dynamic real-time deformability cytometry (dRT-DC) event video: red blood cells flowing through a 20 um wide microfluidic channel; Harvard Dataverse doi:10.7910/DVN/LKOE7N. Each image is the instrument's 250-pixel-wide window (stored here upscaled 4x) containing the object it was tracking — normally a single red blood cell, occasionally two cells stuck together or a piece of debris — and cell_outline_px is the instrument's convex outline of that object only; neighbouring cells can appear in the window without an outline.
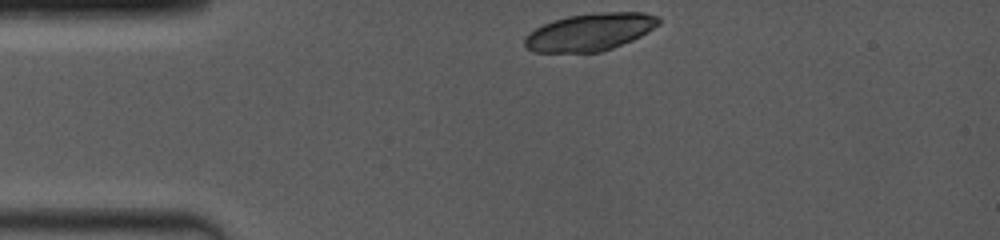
{"species": "common noctule bat (a hibernating species)", "species_latin": "Nyctalus noctula", "temperature_condition": "room temperature", "stored_images_in_passage": 6, "camera_frame_rate_fps": 4000, "um_per_image_px": 0.085, "animal": {"sex": "female", "body_mass_g": 19.0, "forearm_length_mm": 53.3}, "frame": {"image": 1, "passage_image": 1, "time_ms": 0.0, "image_size_px": [1000, 240], "cell_outline_px": [[660, 24], [648, 32], [632, 40], [612, 48], [600, 52], [532, 52], [524, 44], [524, 36], [528, 32], [544, 24], [568, 16], [604, 12], [644, 12], [660, 16]], "centroid_in_image_um": [50.17, 2.72], "position_along_channel_um": 34.8, "area_um2": 29.19}}